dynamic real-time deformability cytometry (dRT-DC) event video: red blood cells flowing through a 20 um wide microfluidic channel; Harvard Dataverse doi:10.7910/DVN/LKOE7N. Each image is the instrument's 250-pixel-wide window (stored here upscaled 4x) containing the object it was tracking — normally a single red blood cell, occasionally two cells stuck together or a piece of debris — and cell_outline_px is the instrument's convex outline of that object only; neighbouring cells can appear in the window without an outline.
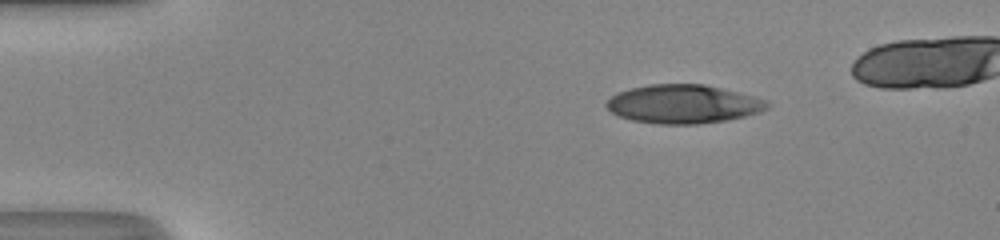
{"species": "human", "species_latin": "Homo sapiens", "temperature_condition": "room temperature", "stored_images_in_passage": 40, "camera_frame_rate_fps": 3000, "um_per_image_px": 0.085, "donor": {"sex": "male"}, "frame": {"image": 1, "passage_image": 1, "time_ms": 0.0, "image_size_px": [1000, 240], "cell_outline_px": [[768, 108], [760, 112], [728, 120], [700, 124], [656, 124], [632, 120], [620, 116], [612, 112], [604, 104], [616, 92], [648, 84], [704, 84], [768, 100]], "centroid_in_image_um": [58.06, 8.85], "position_along_channel_um": 26.9, "area_um2": 36.13}}
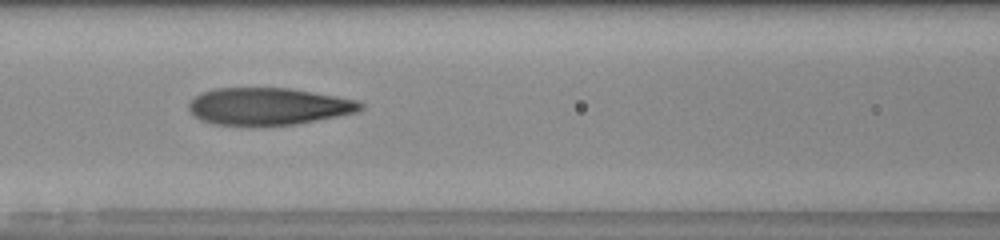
{"frame": {"image": 2, "passage_image": 15, "time_ms": 4.667, "image_size_px": [1000, 240], "cell_outline_px": [[364, 108], [356, 112], [296, 124], [252, 128], [216, 124], [200, 120], [192, 116], [188, 108], [188, 104], [192, 96], [200, 92], [216, 88], [288, 88], [336, 96], [356, 100], [364, 104]], "centroid_in_image_um": [22.72, 9.07], "position_along_channel_um": 143.9, "area_um2": 38.03}}
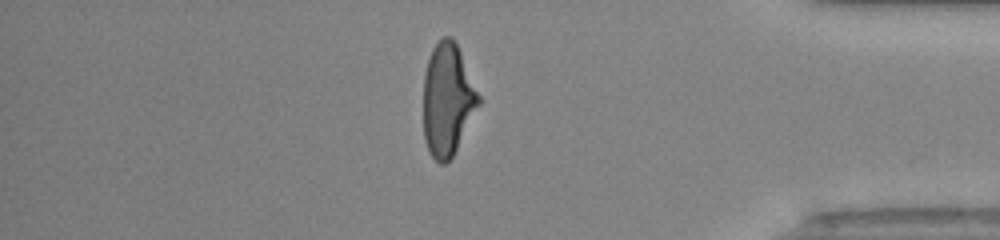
{"frame": {"image": 3, "passage_image": 35, "time_ms": 11.333, "image_size_px": [1000, 240], "cell_outline_px": [[480, 104], [452, 156], [444, 164], [440, 164], [428, 152], [424, 140], [424, 72], [432, 48], [444, 36], [452, 36], [460, 52], [480, 96]], "centroid_in_image_um": [38.03, 8.48], "position_along_channel_um": 397.2, "area_um2": 35.78}}